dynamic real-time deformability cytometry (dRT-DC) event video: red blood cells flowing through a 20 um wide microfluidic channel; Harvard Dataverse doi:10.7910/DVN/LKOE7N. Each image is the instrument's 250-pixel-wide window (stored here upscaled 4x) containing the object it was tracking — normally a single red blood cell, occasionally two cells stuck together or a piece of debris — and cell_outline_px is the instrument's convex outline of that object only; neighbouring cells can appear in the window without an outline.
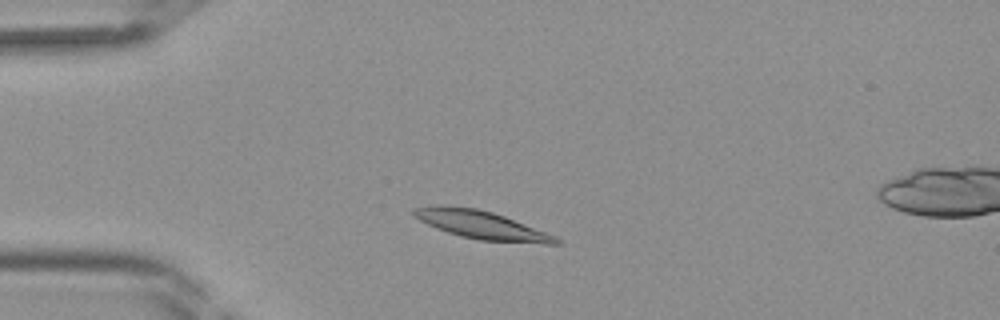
{"species": "Egyptian fruit bat (a non-hibernating species)", "species_latin": "Rousettus aegyptiacus", "temperature_condition": "room temperature", "stored_images_in_passage": 34, "camera_frame_rate_fps": 3000, "um_per_image_px": 0.085, "frame": {"image": 1, "passage_image": 1, "time_ms": 0.0, "image_size_px": [1000, 320], "cell_outline_px": [[560, 244], [544, 244], [480, 240], [460, 236], [436, 228], [412, 216], [412, 208], [436, 204], [444, 204], [476, 208], [492, 212], [504, 216], [556, 236], [560, 240]], "centroid_in_image_um": [40.87, 19.1], "position_along_channel_um": 44.1, "area_um2": 23.47}}
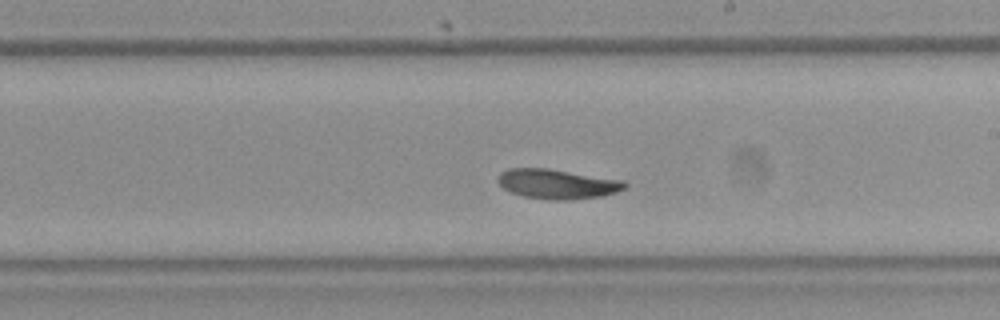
{"frame": {"image": 2, "passage_image": 15, "time_ms": 4.667, "image_size_px": [1000, 320], "cell_outline_px": [[628, 184], [624, 188], [616, 192], [600, 196], [568, 200], [552, 200], [524, 196], [512, 192], [504, 188], [496, 180], [500, 172], [508, 168], [548, 168], [624, 180]], "centroid_in_image_um": [47.36, 15.62], "position_along_channel_um": 241.6, "area_um2": 21.91}}
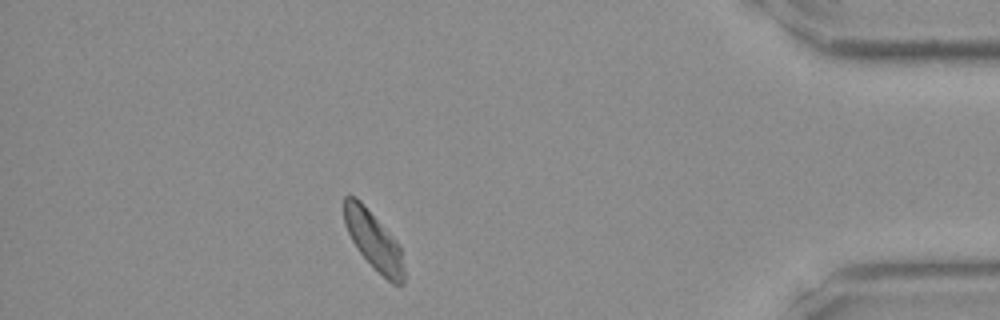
{"frame": {"image": 3, "passage_image": 28, "time_ms": 9.0, "image_size_px": [1000, 320], "cell_outline_px": [[404, 284], [392, 284], [356, 248], [344, 224], [344, 196], [356, 196], [360, 200], [400, 244], [404, 272]], "centroid_in_image_um": [31.76, 20.41], "position_along_channel_um": 403.4, "area_um2": 19.94}}